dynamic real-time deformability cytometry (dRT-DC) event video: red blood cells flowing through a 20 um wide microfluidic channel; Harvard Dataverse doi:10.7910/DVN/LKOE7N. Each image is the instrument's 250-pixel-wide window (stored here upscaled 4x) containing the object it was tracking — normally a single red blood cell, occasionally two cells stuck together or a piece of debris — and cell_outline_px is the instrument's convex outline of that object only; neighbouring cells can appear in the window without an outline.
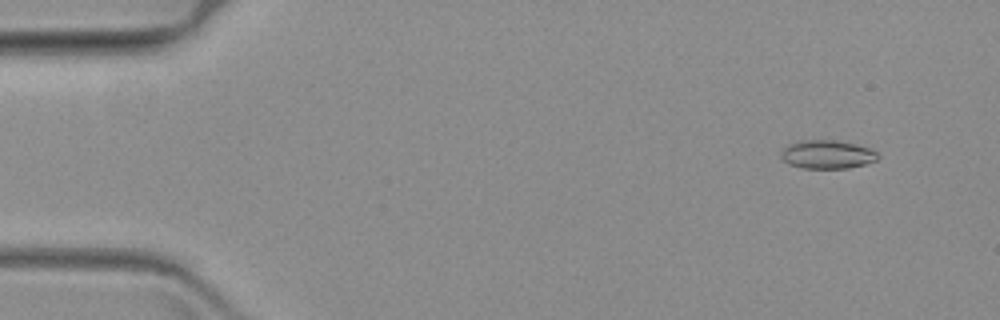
{"species": "common noctule bat (a hibernating species)", "species_latin": "Nyctalus noctula", "temperature_condition": "warm", "stored_images_in_passage": 31, "camera_frame_rate_fps": 3000, "um_per_image_px": 0.085, "animal": {"sex": "female", "body_mass_g": 19.3, "forearm_length_mm": 54.1}, "frame": {"image": 1, "passage_image": 1, "time_ms": 0.0, "image_size_px": [1000, 320], "cell_outline_px": [[880, 156], [876, 160], [864, 164], [848, 168], [804, 168], [788, 164], [780, 156], [780, 152], [788, 144], [800, 140], [836, 140], [856, 144], [872, 148]], "centroid_in_image_um": [70.31, 13.11], "position_along_channel_um": 14.7, "area_um2": 16.18}}
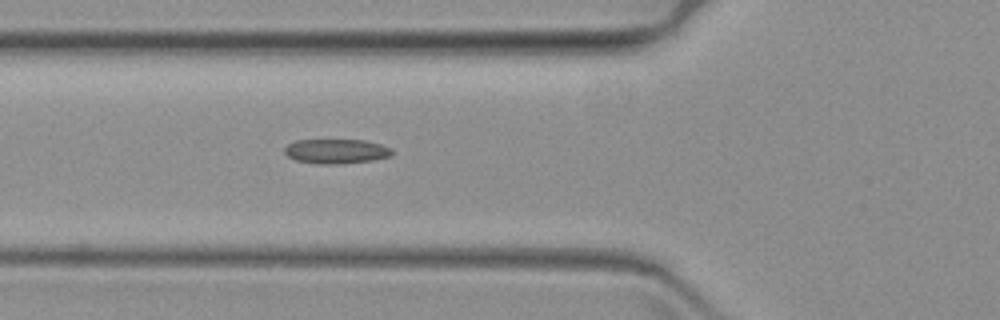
{"frame": {"image": 2, "passage_image": 19, "time_ms": 6.0, "image_size_px": [1000, 320], "cell_outline_px": [[392, 156], [372, 160], [344, 164], [316, 164], [296, 160], [288, 156], [284, 152], [284, 148], [288, 144], [296, 140], [364, 140], [380, 144], [392, 148]], "centroid_in_image_um": [28.58, 12.86], "position_along_channel_um": 97.2, "area_um2": 15.49}}
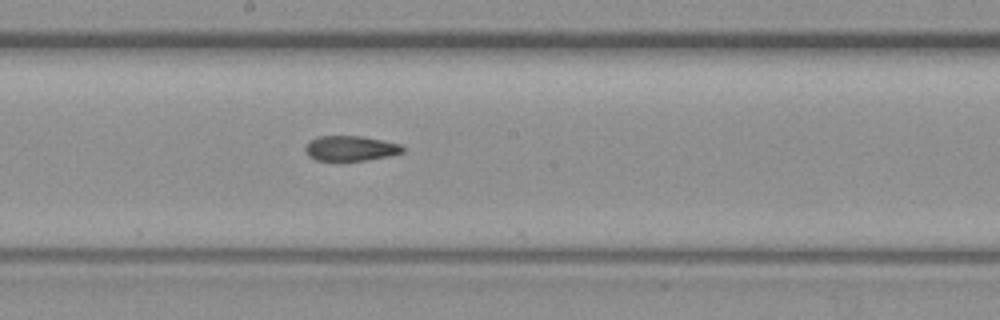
{"frame": {"image": 3, "passage_image": 30, "time_ms": 9.667, "image_size_px": [1000, 320], "cell_outline_px": [[404, 152], [388, 156], [368, 160], [316, 160], [308, 156], [304, 148], [312, 140], [320, 136], [360, 136], [400, 144], [404, 148]], "centroid_in_image_um": [29.8, 12.61], "position_along_channel_um": 218.4, "area_um2": 13.99}}